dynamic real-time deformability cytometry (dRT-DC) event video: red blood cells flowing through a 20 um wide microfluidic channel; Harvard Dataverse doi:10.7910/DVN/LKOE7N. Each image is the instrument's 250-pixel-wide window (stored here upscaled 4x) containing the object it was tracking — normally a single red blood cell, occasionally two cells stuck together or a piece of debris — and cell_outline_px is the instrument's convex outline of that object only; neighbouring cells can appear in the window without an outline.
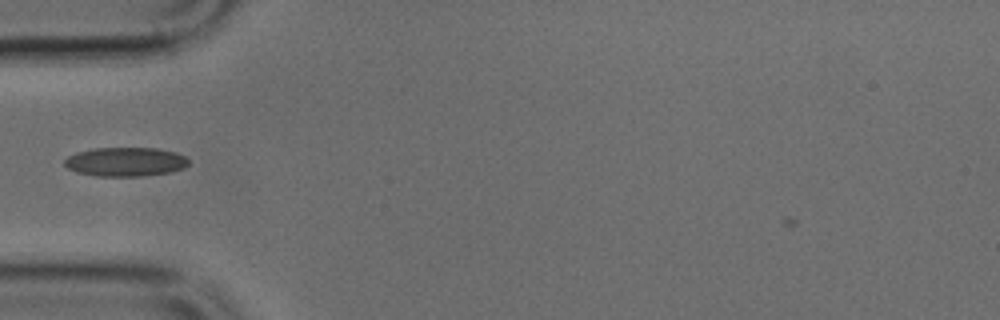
{"species": "common noctule bat (a hibernating species)", "species_latin": "Nyctalus noctula", "temperature_condition": "cold", "stored_images_in_passage": 36, "camera_frame_rate_fps": 3000, "um_per_image_px": 0.085, "animal": {"sex": "male", "body_mass_g": 17.9, "forearm_length_mm": 54.2}, "frame": {"image": 1, "passage_image": 2, "time_ms": 0.333, "image_size_px": [1000, 320], "cell_outline_px": [[188, 164], [184, 168], [172, 172], [140, 176], [96, 176], [76, 172], [68, 168], [64, 164], [64, 160], [68, 156], [76, 152], [96, 148], [156, 148], [176, 152], [184, 156], [188, 160]], "centroid_in_image_um": [10.66, 13.75], "position_along_channel_um": 74.3, "area_um2": 21.04}}
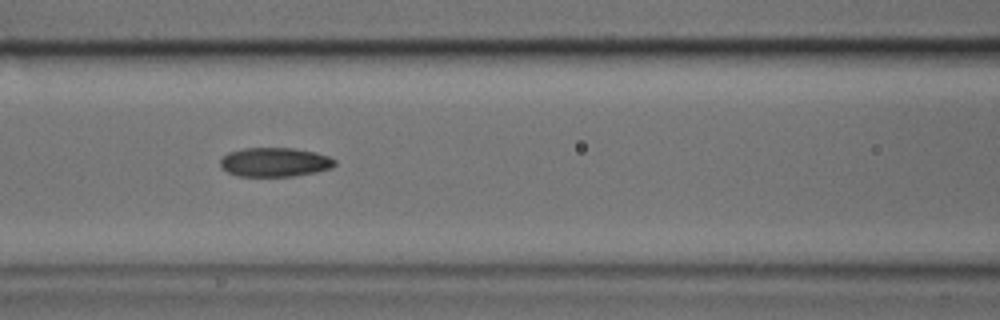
{"frame": {"image": 2, "passage_image": 7, "time_ms": 2.0, "image_size_px": [1000, 320], "cell_outline_px": [[336, 164], [332, 168], [316, 172], [292, 176], [236, 176], [228, 172], [220, 164], [220, 160], [228, 152], [244, 148], [292, 148], [316, 152], [328, 156], [336, 160]], "centroid_in_image_um": [23.38, 13.78], "position_along_channel_um": 143.2, "area_um2": 19.42}}
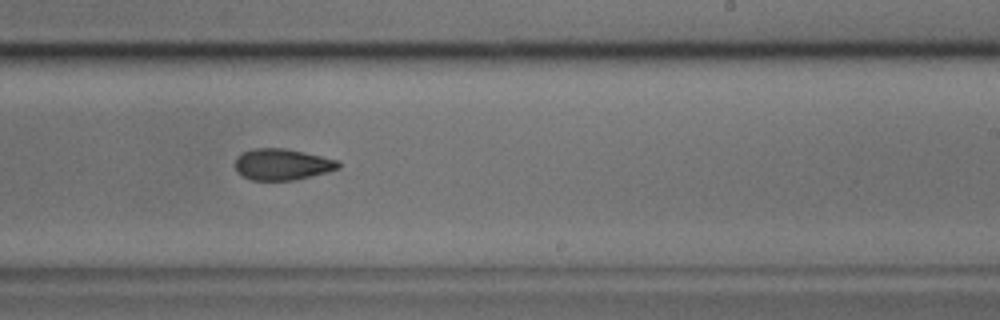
{"frame": {"image": 3, "passage_image": 16, "time_ms": 5.0, "image_size_px": [1000, 320], "cell_outline_px": [[340, 168], [292, 180], [252, 180], [236, 172], [236, 156], [240, 152], [252, 148], [284, 148], [304, 152], [340, 160]], "centroid_in_image_um": [23.95, 13.95], "position_along_channel_um": 265.0, "area_um2": 18.79}}